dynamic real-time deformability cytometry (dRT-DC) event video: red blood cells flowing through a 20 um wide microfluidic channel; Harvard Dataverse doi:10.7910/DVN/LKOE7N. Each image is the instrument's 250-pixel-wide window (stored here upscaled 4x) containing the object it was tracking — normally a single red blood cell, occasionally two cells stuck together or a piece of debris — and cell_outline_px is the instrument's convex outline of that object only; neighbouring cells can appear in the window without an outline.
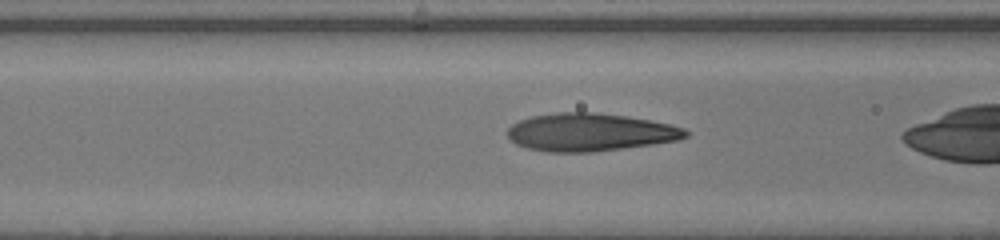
{"species": "human", "species_latin": "Homo sapiens", "temperature_condition": "warm", "stored_images_in_passage": 32, "camera_frame_rate_fps": 3000, "um_per_image_px": 0.085, "donor": {"sex": "male"}, "frame": {"image": 1, "passage_image": 14, "time_ms": 4.333, "image_size_px": [1000, 240], "cell_outline_px": [[688, 136], [680, 140], [652, 144], [592, 152], [548, 152], [528, 148], [516, 144], [508, 140], [508, 128], [512, 124], [520, 120], [532, 116], [556, 112], [596, 112], [628, 116], [652, 120], [672, 124], [684, 128], [688, 132]], "centroid_in_image_um": [50.16, 11.23], "position_along_channel_um": 116.4, "area_um2": 39.54}}
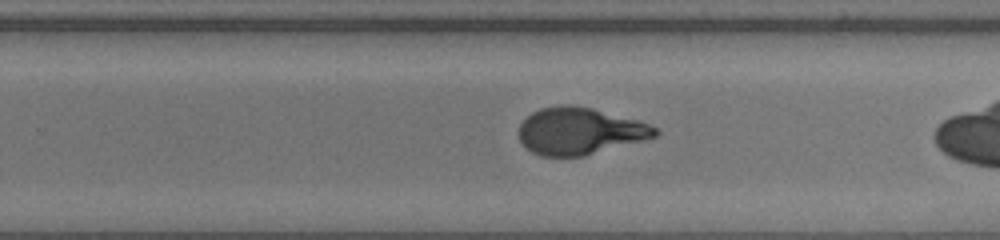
{"frame": {"image": 2, "passage_image": 25, "time_ms": 8.0, "image_size_px": [1000, 240], "cell_outline_px": [[660, 132], [656, 136], [644, 140], [584, 156], [540, 156], [532, 152], [520, 140], [516, 132], [520, 124], [532, 112], [540, 108], [556, 104], [572, 104], [592, 108], [636, 120], [648, 124], [656, 128]], "centroid_in_image_um": [49.24, 11.13], "position_along_channel_um": 280.6, "area_um2": 37.34}}
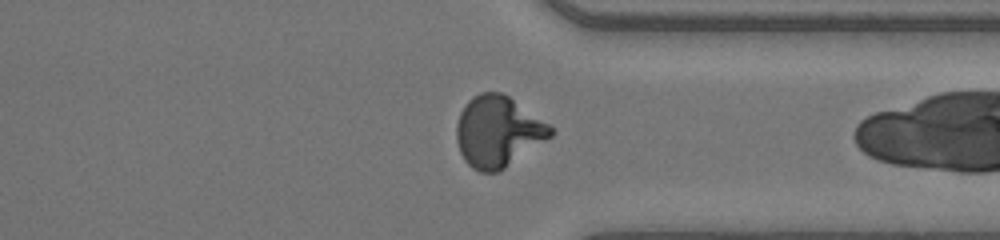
{"frame": {"image": 3, "passage_image": 31, "time_ms": 10.0, "image_size_px": [1000, 240], "cell_outline_px": [[556, 132], [552, 136], [500, 172], [480, 172], [472, 168], [464, 160], [460, 152], [456, 140], [456, 124], [460, 112], [468, 100], [472, 96], [480, 92], [500, 92], [508, 96], [548, 124]], "centroid_in_image_um": [42.3, 11.2], "position_along_channel_um": 369.1, "area_um2": 38.9}}